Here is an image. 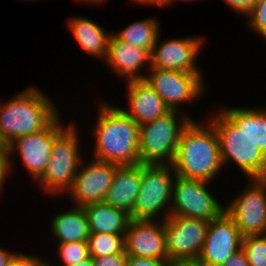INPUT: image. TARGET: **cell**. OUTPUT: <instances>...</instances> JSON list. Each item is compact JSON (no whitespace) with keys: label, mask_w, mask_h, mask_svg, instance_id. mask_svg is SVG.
Segmentation results:
<instances>
[{"label":"cell","mask_w":266,"mask_h":266,"mask_svg":"<svg viewBox=\"0 0 266 266\" xmlns=\"http://www.w3.org/2000/svg\"><path fill=\"white\" fill-rule=\"evenodd\" d=\"M204 127L191 120L183 129L171 164L177 176L210 182L222 169L217 131L211 123Z\"/></svg>","instance_id":"cell-1"},{"label":"cell","mask_w":266,"mask_h":266,"mask_svg":"<svg viewBox=\"0 0 266 266\" xmlns=\"http://www.w3.org/2000/svg\"><path fill=\"white\" fill-rule=\"evenodd\" d=\"M94 129L96 160L117 165L140 162L139 125L121 108L102 104Z\"/></svg>","instance_id":"cell-2"},{"label":"cell","mask_w":266,"mask_h":266,"mask_svg":"<svg viewBox=\"0 0 266 266\" xmlns=\"http://www.w3.org/2000/svg\"><path fill=\"white\" fill-rule=\"evenodd\" d=\"M56 107L37 88H28L2 105L0 102V138L8 146L21 135L45 129L57 116Z\"/></svg>","instance_id":"cell-3"},{"label":"cell","mask_w":266,"mask_h":266,"mask_svg":"<svg viewBox=\"0 0 266 266\" xmlns=\"http://www.w3.org/2000/svg\"><path fill=\"white\" fill-rule=\"evenodd\" d=\"M221 112V113H220ZM210 123L219 137L222 165L232 160L251 179H265L266 156L244 130L223 111Z\"/></svg>","instance_id":"cell-4"},{"label":"cell","mask_w":266,"mask_h":266,"mask_svg":"<svg viewBox=\"0 0 266 266\" xmlns=\"http://www.w3.org/2000/svg\"><path fill=\"white\" fill-rule=\"evenodd\" d=\"M178 117L176 110H170L156 120L139 126L141 163L170 165L173 163L180 135L192 120L186 114L181 118Z\"/></svg>","instance_id":"cell-5"},{"label":"cell","mask_w":266,"mask_h":266,"mask_svg":"<svg viewBox=\"0 0 266 266\" xmlns=\"http://www.w3.org/2000/svg\"><path fill=\"white\" fill-rule=\"evenodd\" d=\"M76 127L71 123L54 137L50 161L43 175L37 180L51 195L68 191L82 165Z\"/></svg>","instance_id":"cell-6"},{"label":"cell","mask_w":266,"mask_h":266,"mask_svg":"<svg viewBox=\"0 0 266 266\" xmlns=\"http://www.w3.org/2000/svg\"><path fill=\"white\" fill-rule=\"evenodd\" d=\"M208 183L176 175L172 188L173 206H168L169 211L163 220L168 216L203 219L209 222L218 218L225 211V207L208 192Z\"/></svg>","instance_id":"cell-7"},{"label":"cell","mask_w":266,"mask_h":266,"mask_svg":"<svg viewBox=\"0 0 266 266\" xmlns=\"http://www.w3.org/2000/svg\"><path fill=\"white\" fill-rule=\"evenodd\" d=\"M170 167V164L142 163V180L133 208V219L154 220L158 212L163 209L166 211V204L170 205L169 202L172 201L176 176L173 167Z\"/></svg>","instance_id":"cell-8"},{"label":"cell","mask_w":266,"mask_h":266,"mask_svg":"<svg viewBox=\"0 0 266 266\" xmlns=\"http://www.w3.org/2000/svg\"><path fill=\"white\" fill-rule=\"evenodd\" d=\"M251 182L225 207L243 237L266 234V179H251Z\"/></svg>","instance_id":"cell-9"},{"label":"cell","mask_w":266,"mask_h":266,"mask_svg":"<svg viewBox=\"0 0 266 266\" xmlns=\"http://www.w3.org/2000/svg\"><path fill=\"white\" fill-rule=\"evenodd\" d=\"M164 223L168 260L198 258L204 245L209 221L168 216Z\"/></svg>","instance_id":"cell-10"},{"label":"cell","mask_w":266,"mask_h":266,"mask_svg":"<svg viewBox=\"0 0 266 266\" xmlns=\"http://www.w3.org/2000/svg\"><path fill=\"white\" fill-rule=\"evenodd\" d=\"M145 81L161 97L170 110H176L177 105L196 99L203 90L202 75L193 73L150 68Z\"/></svg>","instance_id":"cell-11"},{"label":"cell","mask_w":266,"mask_h":266,"mask_svg":"<svg viewBox=\"0 0 266 266\" xmlns=\"http://www.w3.org/2000/svg\"><path fill=\"white\" fill-rule=\"evenodd\" d=\"M57 116L45 129L30 135H21L9 145V153L19 151L24 166L38 180L44 173L52 154L54 137L64 128Z\"/></svg>","instance_id":"cell-12"},{"label":"cell","mask_w":266,"mask_h":266,"mask_svg":"<svg viewBox=\"0 0 266 266\" xmlns=\"http://www.w3.org/2000/svg\"><path fill=\"white\" fill-rule=\"evenodd\" d=\"M243 236L224 211L209 222L200 258L207 266H219L242 247Z\"/></svg>","instance_id":"cell-13"},{"label":"cell","mask_w":266,"mask_h":266,"mask_svg":"<svg viewBox=\"0 0 266 266\" xmlns=\"http://www.w3.org/2000/svg\"><path fill=\"white\" fill-rule=\"evenodd\" d=\"M161 221L155 224L154 220L131 218L124 236L126 255L168 260L165 223Z\"/></svg>","instance_id":"cell-14"},{"label":"cell","mask_w":266,"mask_h":266,"mask_svg":"<svg viewBox=\"0 0 266 266\" xmlns=\"http://www.w3.org/2000/svg\"><path fill=\"white\" fill-rule=\"evenodd\" d=\"M117 164L93 159L88 166L77 171L71 188L66 191L73 195L77 206L84 207L91 203L103 202Z\"/></svg>","instance_id":"cell-15"},{"label":"cell","mask_w":266,"mask_h":266,"mask_svg":"<svg viewBox=\"0 0 266 266\" xmlns=\"http://www.w3.org/2000/svg\"><path fill=\"white\" fill-rule=\"evenodd\" d=\"M203 39L180 38L171 39L158 46L157 37L151 52L150 68L174 70L201 75L195 64L196 57L201 49Z\"/></svg>","instance_id":"cell-16"},{"label":"cell","mask_w":266,"mask_h":266,"mask_svg":"<svg viewBox=\"0 0 266 266\" xmlns=\"http://www.w3.org/2000/svg\"><path fill=\"white\" fill-rule=\"evenodd\" d=\"M142 180V163L118 165L104 202L123 210L133 219V208Z\"/></svg>","instance_id":"cell-17"},{"label":"cell","mask_w":266,"mask_h":266,"mask_svg":"<svg viewBox=\"0 0 266 266\" xmlns=\"http://www.w3.org/2000/svg\"><path fill=\"white\" fill-rule=\"evenodd\" d=\"M150 58L151 53L145 48L132 46L111 34L105 61L117 74L129 78L128 81L145 80L146 75L139 74V70L147 63L150 67Z\"/></svg>","instance_id":"cell-18"},{"label":"cell","mask_w":266,"mask_h":266,"mask_svg":"<svg viewBox=\"0 0 266 266\" xmlns=\"http://www.w3.org/2000/svg\"><path fill=\"white\" fill-rule=\"evenodd\" d=\"M130 110L122 109L139 126L165 115L170 109L145 80L127 81Z\"/></svg>","instance_id":"cell-19"},{"label":"cell","mask_w":266,"mask_h":266,"mask_svg":"<svg viewBox=\"0 0 266 266\" xmlns=\"http://www.w3.org/2000/svg\"><path fill=\"white\" fill-rule=\"evenodd\" d=\"M90 233H110L125 235L130 222V215L103 202L84 206Z\"/></svg>","instance_id":"cell-20"},{"label":"cell","mask_w":266,"mask_h":266,"mask_svg":"<svg viewBox=\"0 0 266 266\" xmlns=\"http://www.w3.org/2000/svg\"><path fill=\"white\" fill-rule=\"evenodd\" d=\"M68 24L75 40L86 53L106 59L111 34L84 17L70 18Z\"/></svg>","instance_id":"cell-21"},{"label":"cell","mask_w":266,"mask_h":266,"mask_svg":"<svg viewBox=\"0 0 266 266\" xmlns=\"http://www.w3.org/2000/svg\"><path fill=\"white\" fill-rule=\"evenodd\" d=\"M75 208L55 215L52 220V231L59 243L87 242L90 234L89 223L84 207Z\"/></svg>","instance_id":"cell-22"},{"label":"cell","mask_w":266,"mask_h":266,"mask_svg":"<svg viewBox=\"0 0 266 266\" xmlns=\"http://www.w3.org/2000/svg\"><path fill=\"white\" fill-rule=\"evenodd\" d=\"M223 111L244 130L266 156V109L230 108Z\"/></svg>","instance_id":"cell-23"},{"label":"cell","mask_w":266,"mask_h":266,"mask_svg":"<svg viewBox=\"0 0 266 266\" xmlns=\"http://www.w3.org/2000/svg\"><path fill=\"white\" fill-rule=\"evenodd\" d=\"M158 22L153 18L145 19L144 21H135L130 24L120 33L114 34L119 40L128 42L132 46L145 48L150 53L155 46L159 26Z\"/></svg>","instance_id":"cell-24"},{"label":"cell","mask_w":266,"mask_h":266,"mask_svg":"<svg viewBox=\"0 0 266 266\" xmlns=\"http://www.w3.org/2000/svg\"><path fill=\"white\" fill-rule=\"evenodd\" d=\"M124 236L110 233H90L87 239L90 257L94 259L112 254H126Z\"/></svg>","instance_id":"cell-25"},{"label":"cell","mask_w":266,"mask_h":266,"mask_svg":"<svg viewBox=\"0 0 266 266\" xmlns=\"http://www.w3.org/2000/svg\"><path fill=\"white\" fill-rule=\"evenodd\" d=\"M242 249L249 266H266V234L244 236Z\"/></svg>","instance_id":"cell-26"},{"label":"cell","mask_w":266,"mask_h":266,"mask_svg":"<svg viewBox=\"0 0 266 266\" xmlns=\"http://www.w3.org/2000/svg\"><path fill=\"white\" fill-rule=\"evenodd\" d=\"M58 247L57 252H59V258H61L64 263L63 266L77 264L90 257L87 242L58 243Z\"/></svg>","instance_id":"cell-27"},{"label":"cell","mask_w":266,"mask_h":266,"mask_svg":"<svg viewBox=\"0 0 266 266\" xmlns=\"http://www.w3.org/2000/svg\"><path fill=\"white\" fill-rule=\"evenodd\" d=\"M248 15V25L266 40V0H258Z\"/></svg>","instance_id":"cell-28"},{"label":"cell","mask_w":266,"mask_h":266,"mask_svg":"<svg viewBox=\"0 0 266 266\" xmlns=\"http://www.w3.org/2000/svg\"><path fill=\"white\" fill-rule=\"evenodd\" d=\"M127 258L126 254L96 257L93 259V266H126Z\"/></svg>","instance_id":"cell-29"},{"label":"cell","mask_w":266,"mask_h":266,"mask_svg":"<svg viewBox=\"0 0 266 266\" xmlns=\"http://www.w3.org/2000/svg\"><path fill=\"white\" fill-rule=\"evenodd\" d=\"M43 261L22 253H14L5 266H39Z\"/></svg>","instance_id":"cell-30"},{"label":"cell","mask_w":266,"mask_h":266,"mask_svg":"<svg viewBox=\"0 0 266 266\" xmlns=\"http://www.w3.org/2000/svg\"><path fill=\"white\" fill-rule=\"evenodd\" d=\"M9 157H11V155L9 153L8 146H0V192L4 182H6L5 179L8 175V172L11 170V162Z\"/></svg>","instance_id":"cell-31"},{"label":"cell","mask_w":266,"mask_h":266,"mask_svg":"<svg viewBox=\"0 0 266 266\" xmlns=\"http://www.w3.org/2000/svg\"><path fill=\"white\" fill-rule=\"evenodd\" d=\"M169 260L128 256L126 266H168Z\"/></svg>","instance_id":"cell-32"},{"label":"cell","mask_w":266,"mask_h":266,"mask_svg":"<svg viewBox=\"0 0 266 266\" xmlns=\"http://www.w3.org/2000/svg\"><path fill=\"white\" fill-rule=\"evenodd\" d=\"M237 13L248 14L258 0H224Z\"/></svg>","instance_id":"cell-33"},{"label":"cell","mask_w":266,"mask_h":266,"mask_svg":"<svg viewBox=\"0 0 266 266\" xmlns=\"http://www.w3.org/2000/svg\"><path fill=\"white\" fill-rule=\"evenodd\" d=\"M219 266H249L247 256L242 247Z\"/></svg>","instance_id":"cell-34"},{"label":"cell","mask_w":266,"mask_h":266,"mask_svg":"<svg viewBox=\"0 0 266 266\" xmlns=\"http://www.w3.org/2000/svg\"><path fill=\"white\" fill-rule=\"evenodd\" d=\"M168 266H207L200 258L169 260Z\"/></svg>","instance_id":"cell-35"},{"label":"cell","mask_w":266,"mask_h":266,"mask_svg":"<svg viewBox=\"0 0 266 266\" xmlns=\"http://www.w3.org/2000/svg\"><path fill=\"white\" fill-rule=\"evenodd\" d=\"M132 1H134V3L136 2V3H140V4H144V3H146V4H156V5H168V4H170V3H172L173 1L172 0H132Z\"/></svg>","instance_id":"cell-36"},{"label":"cell","mask_w":266,"mask_h":266,"mask_svg":"<svg viewBox=\"0 0 266 266\" xmlns=\"http://www.w3.org/2000/svg\"><path fill=\"white\" fill-rule=\"evenodd\" d=\"M14 254L9 253L3 249H0V266H5L6 262L10 259V257Z\"/></svg>","instance_id":"cell-37"},{"label":"cell","mask_w":266,"mask_h":266,"mask_svg":"<svg viewBox=\"0 0 266 266\" xmlns=\"http://www.w3.org/2000/svg\"><path fill=\"white\" fill-rule=\"evenodd\" d=\"M70 266H93V258L89 257L86 260L80 261L79 263Z\"/></svg>","instance_id":"cell-38"},{"label":"cell","mask_w":266,"mask_h":266,"mask_svg":"<svg viewBox=\"0 0 266 266\" xmlns=\"http://www.w3.org/2000/svg\"><path fill=\"white\" fill-rule=\"evenodd\" d=\"M80 1H82V0H80ZM83 1H86V3L89 1L91 4H101V2L103 1V0H83ZM104 2H105V0H104Z\"/></svg>","instance_id":"cell-39"},{"label":"cell","mask_w":266,"mask_h":266,"mask_svg":"<svg viewBox=\"0 0 266 266\" xmlns=\"http://www.w3.org/2000/svg\"><path fill=\"white\" fill-rule=\"evenodd\" d=\"M39 266H52L49 263H47V261H43Z\"/></svg>","instance_id":"cell-40"},{"label":"cell","mask_w":266,"mask_h":266,"mask_svg":"<svg viewBox=\"0 0 266 266\" xmlns=\"http://www.w3.org/2000/svg\"><path fill=\"white\" fill-rule=\"evenodd\" d=\"M0 146H6V145L2 142L1 138H0Z\"/></svg>","instance_id":"cell-41"}]
</instances>
